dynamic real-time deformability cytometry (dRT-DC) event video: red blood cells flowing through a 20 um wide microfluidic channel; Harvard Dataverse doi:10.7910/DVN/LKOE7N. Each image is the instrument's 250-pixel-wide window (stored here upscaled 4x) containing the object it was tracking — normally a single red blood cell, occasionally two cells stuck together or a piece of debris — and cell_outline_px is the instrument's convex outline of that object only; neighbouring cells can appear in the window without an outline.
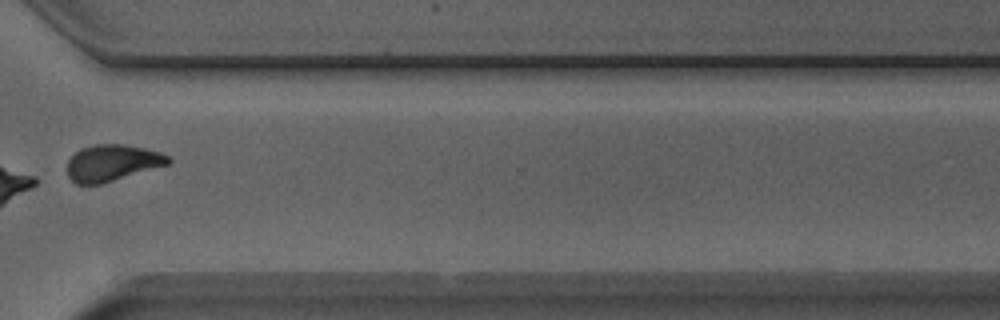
{"species": "Egyptian fruit bat (a non-hibernating species)", "species_latin": "Rousettus aegyptiacus", "temperature_condition": "room temperature", "stored_images_in_passage": 12, "camera_frame_rate_fps": 3000, "um_per_image_px": 0.085, "animal": {"sex": "male"}, "frame": {"image": 1, "passage_image": 10, "time_ms": 3.0, "image_size_px": [1000, 320], "cell_outline_px": [[172, 160], [168, 164], [100, 184], [76, 184], [68, 176], [68, 160], [80, 148], [96, 144], [124, 144], [144, 148], [160, 152], [168, 156]], "centroid_in_image_um": [9.52, 13.83], "position_along_channel_um": 361.1, "area_um2": 21.21}}